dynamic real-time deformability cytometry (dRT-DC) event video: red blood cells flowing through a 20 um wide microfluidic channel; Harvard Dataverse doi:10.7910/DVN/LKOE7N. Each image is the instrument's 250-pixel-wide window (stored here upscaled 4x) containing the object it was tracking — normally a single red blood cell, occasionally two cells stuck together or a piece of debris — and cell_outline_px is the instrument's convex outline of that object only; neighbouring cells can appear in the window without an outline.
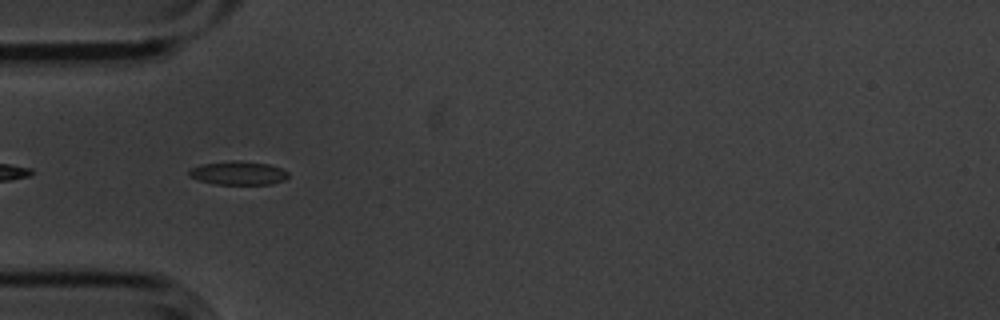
{"species": "common noctule bat (a hibernating species)", "species_latin": "Nyctalus noctula", "temperature_condition": "cold", "stored_images_in_passage": 9, "camera_frame_rate_fps": 3000, "um_per_image_px": 0.085, "animal": {"sex": "male", "body_mass_g": 20.1, "forearm_length_mm": 53.5}, "frame": {"image": 1, "passage_image": 5, "time_ms": 1.333, "image_size_px": [1000, 320], "cell_outline_px": [[288, 176], [284, 180], [272, 184], [216, 184], [200, 180], [188, 176], [188, 168], [200, 164], [232, 160], [240, 160], [268, 164], [280, 168], [288, 172]], "centroid_in_image_um": [20.21, 14.69], "position_along_channel_um": 64.8, "area_um2": 13.76}}
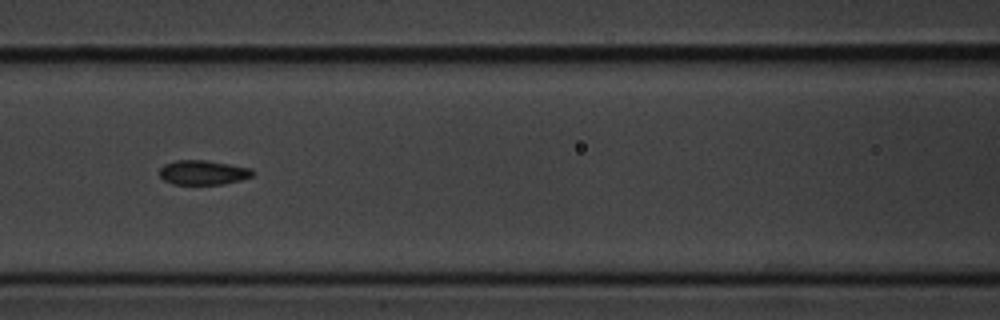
{"frame": {"image": 2, "passage_image": 7, "time_ms": 2.0, "image_size_px": [1000, 320], "cell_outline_px": [[256, 172], [252, 176], [240, 180], [224, 184], [172, 184], [164, 180], [160, 176], [160, 168], [164, 164], [176, 160], [208, 160], [252, 168]], "centroid_in_image_um": [17.28, 14.65], "position_along_channel_um": 149.3, "area_um2": 13.41}}
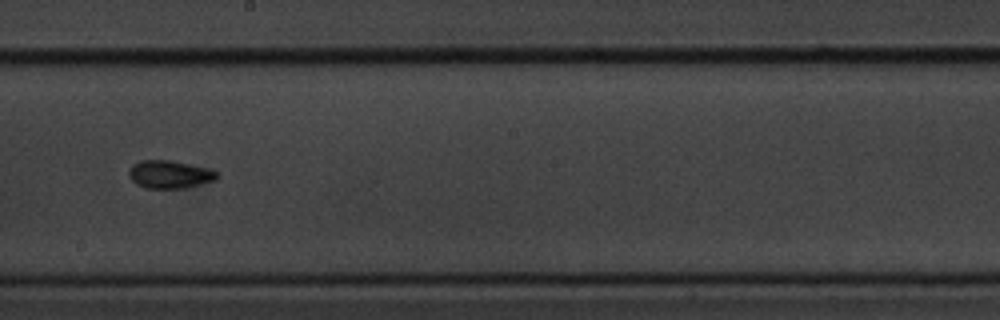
{"frame": {"image": 3, "passage_image": 9, "time_ms": 2.667, "image_size_px": [1000, 320], "cell_outline_px": [[220, 176], [216, 180], [184, 188], [148, 188], [136, 184], [128, 176], [128, 172], [132, 164], [140, 160], [172, 160], [208, 168], [220, 172]], "centroid_in_image_um": [14.44, 14.81], "position_along_channel_um": 233.8, "area_um2": 14.51}}